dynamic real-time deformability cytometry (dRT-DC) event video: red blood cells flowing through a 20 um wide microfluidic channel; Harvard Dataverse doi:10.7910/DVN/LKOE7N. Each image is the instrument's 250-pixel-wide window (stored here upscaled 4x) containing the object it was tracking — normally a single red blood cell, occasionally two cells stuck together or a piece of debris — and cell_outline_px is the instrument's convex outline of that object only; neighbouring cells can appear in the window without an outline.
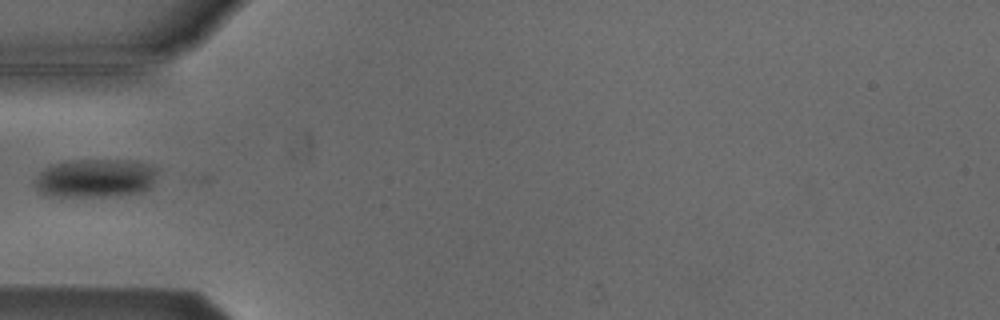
{"species": "Egyptian fruit bat (a non-hibernating species)", "species_latin": "Rousettus aegyptiacus", "temperature_condition": "cold", "stored_images_in_passage": 37, "camera_frame_rate_fps": 3000, "um_per_image_px": 0.085, "animal": {"sex": "male"}, "frame": {"image": 1, "passage_image": 1, "time_ms": 0.0, "image_size_px": [1000, 320], "cell_outline_px": [[156, 172], [152, 184], [144, 192], [120, 196], [44, 196], [36, 188], [36, 176], [44, 168], [52, 164], [64, 160], [132, 160], [148, 164], [156, 168]], "centroid_in_image_um": [8.09, 15.15], "position_along_channel_um": 76.9, "area_um2": 27.86}}
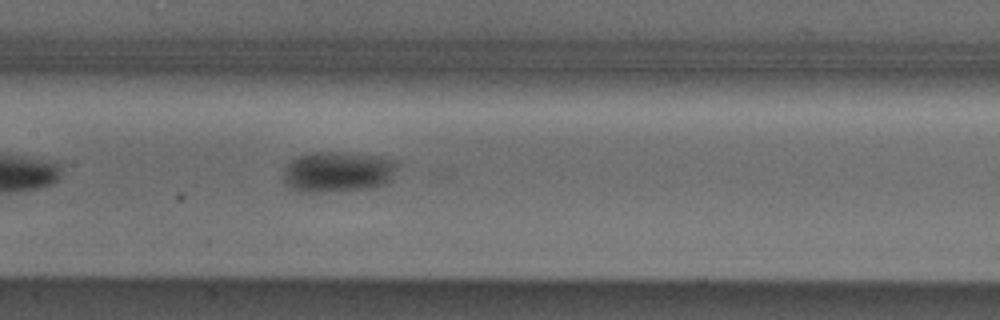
{"frame": {"image": 2, "passage_image": 9, "time_ms": 2.667, "image_size_px": [1000, 320], "cell_outline_px": [[404, 160], [392, 180], [388, 184], [368, 188], [324, 192], [300, 192], [284, 184], [284, 164], [296, 156], [308, 152], [332, 152], [376, 156]], "centroid_in_image_um": [28.77, 14.6], "position_along_channel_um": 178.6, "area_um2": 27.8}}
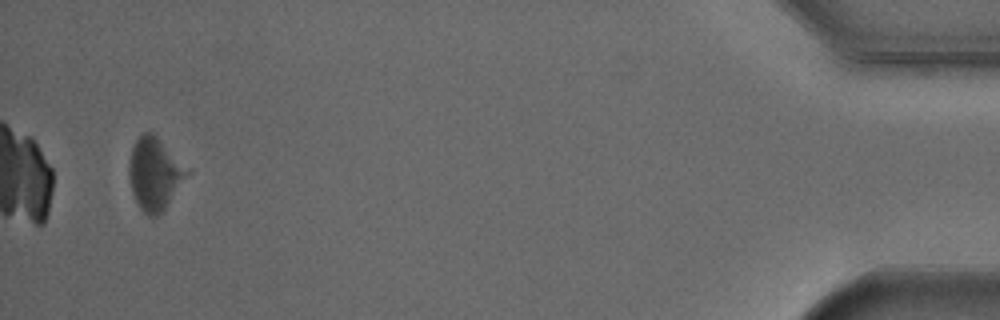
{"frame": {"image": 3, "passage_image": 35, "time_ms": 11.333, "image_size_px": [1000, 320], "cell_outline_px": [[192, 172], [164, 208], [156, 216], [148, 216], [140, 208], [132, 192], [128, 172], [128, 168], [132, 148], [136, 140], [144, 132], [152, 132]], "centroid_in_image_um": [13.15, 14.77], "position_along_channel_um": 422.0, "area_um2": 24.1}}